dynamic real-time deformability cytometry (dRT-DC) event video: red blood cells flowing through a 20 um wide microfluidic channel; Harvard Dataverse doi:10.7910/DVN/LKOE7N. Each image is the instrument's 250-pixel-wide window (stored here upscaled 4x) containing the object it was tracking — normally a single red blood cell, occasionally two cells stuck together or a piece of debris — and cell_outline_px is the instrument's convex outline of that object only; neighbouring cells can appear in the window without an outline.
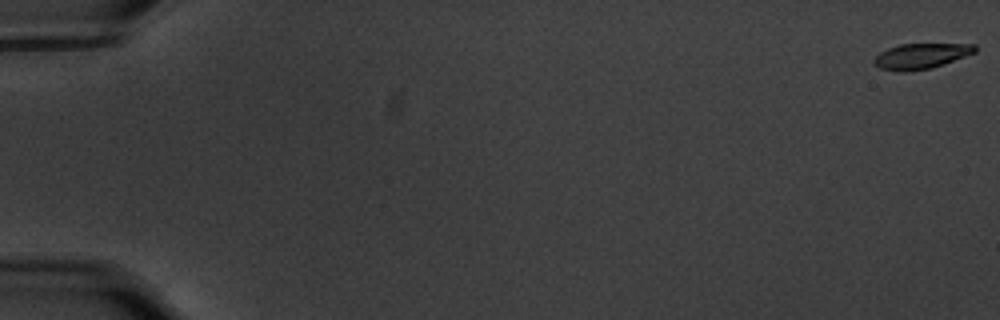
{"species": "common noctule bat (a hibernating species)", "species_latin": "Nyctalus noctula", "temperature_condition": "warm", "stored_images_in_passage": 59, "camera_frame_rate_fps": 3000, "um_per_image_px": 0.085, "animal": {"sex": "male", "body_mass_g": 20.1, "forearm_length_mm": 53.5}, "frame": {"image": 1, "passage_image": 1, "time_ms": 0.0, "image_size_px": [1000, 320], "cell_outline_px": [[976, 52], [944, 64], [932, 68], [904, 72], [880, 68], [872, 60], [880, 52], [888, 48], [900, 44], [976, 44]], "centroid_in_image_um": [78.29, 4.76], "position_along_channel_um": 6.7, "area_um2": 14.85}}
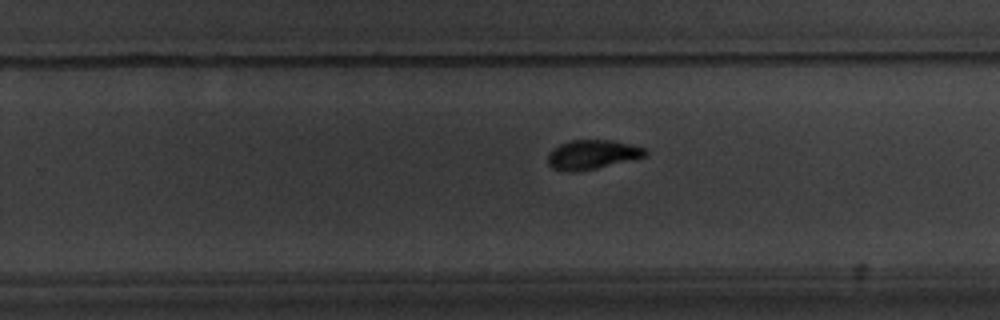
{"frame": {"image": 2, "passage_image": 39, "time_ms": 12.667, "image_size_px": [1000, 320], "cell_outline_px": [[648, 152], [644, 156], [596, 168], [576, 172], [572, 172], [552, 168], [548, 164], [548, 152], [552, 148], [560, 144], [572, 140], [616, 140], [648, 148]], "centroid_in_image_um": [50.33, 13.12], "position_along_channel_um": 279.5, "area_um2": 16.65}}
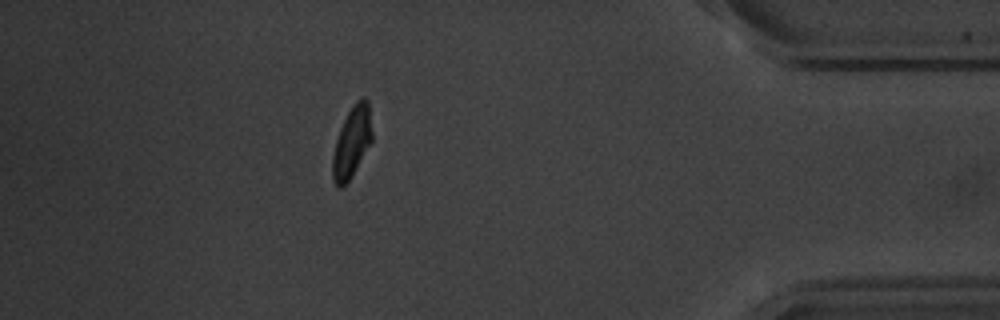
{"frame": {"image": 3, "passage_image": 53, "time_ms": 17.333, "image_size_px": [1000, 320], "cell_outline_px": [[372, 140], [352, 176], [340, 188], [336, 188], [332, 180], [332, 156], [336, 140], [340, 128], [348, 112], [356, 100], [360, 96], [364, 96], [368, 100], [372, 132]], "centroid_in_image_um": [29.9, 12.07], "position_along_channel_um": 405.3, "area_um2": 16.36}, "authors_computed_cell_mechanics": {"area_um2": 16.5308, "velocity_mm_per_s": 3.5252, "shape_relaxation_time_tau1_ms": 2.5623, "shape_relaxation_time_tau2_ms": 2.1437, "deformation_change_tau1": 0.1714, "deformation_change_tau2": 0.0729}}